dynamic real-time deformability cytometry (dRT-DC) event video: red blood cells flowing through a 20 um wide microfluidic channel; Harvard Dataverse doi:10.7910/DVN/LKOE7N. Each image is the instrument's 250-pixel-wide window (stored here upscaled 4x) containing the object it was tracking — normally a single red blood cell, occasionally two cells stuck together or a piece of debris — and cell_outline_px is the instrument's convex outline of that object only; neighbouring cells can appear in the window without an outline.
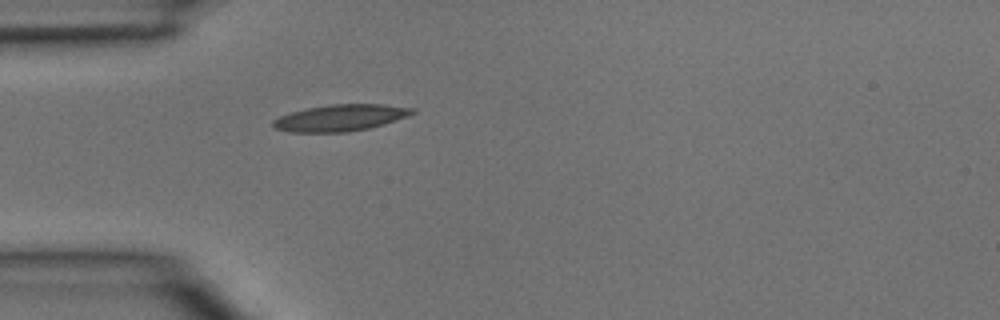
{"species": "common noctule bat (a hibernating species)", "species_latin": "Nyctalus noctula", "temperature_condition": "room temperature", "stored_images_in_passage": 1, "camera_frame_rate_fps": 3000, "um_per_image_px": 0.085, "animal": {"sex": "male", "body_mass_g": 15.6}, "frame": {"image": 1, "passage_image": 1, "time_ms": 0.0, "image_size_px": [1000, 320], "cell_outline_px": [[416, 112], [408, 116], [384, 124], [368, 128], [344, 132], [292, 132], [276, 128], [272, 124], [272, 120], [280, 116], [292, 112], [308, 108], [328, 104], [384, 104], [416, 108]], "centroid_in_image_um": [28.98, 10.0], "position_along_channel_um": 56.0, "area_um2": 21.44}}